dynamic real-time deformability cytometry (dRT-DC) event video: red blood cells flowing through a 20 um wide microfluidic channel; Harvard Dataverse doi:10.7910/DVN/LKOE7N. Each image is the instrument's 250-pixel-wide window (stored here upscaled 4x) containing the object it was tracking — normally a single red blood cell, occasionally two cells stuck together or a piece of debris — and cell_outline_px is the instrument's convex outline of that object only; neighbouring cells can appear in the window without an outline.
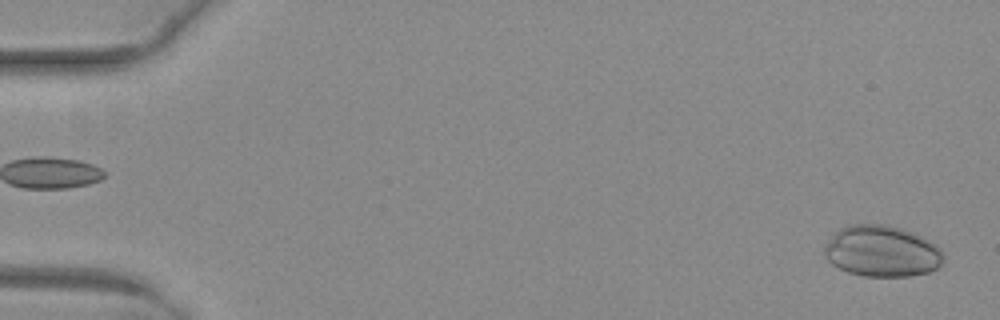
{"species": "common noctule bat (a hibernating species)", "species_latin": "Nyctalus noctula", "temperature_condition": "warm", "stored_images_in_passage": 15, "camera_frame_rate_fps": 3000, "um_per_image_px": 0.085, "animal": {"sex": "female", "body_mass_g": 29.2, "forearm_length_mm": 56.3}, "frame": {"image": 1, "passage_image": 1, "time_ms": 0.0, "image_size_px": [1000, 320], "cell_outline_px": [[944, 260], [936, 268], [928, 272], [908, 276], [864, 276], [848, 272], [832, 264], [828, 260], [824, 252], [824, 248], [832, 236], [840, 228], [848, 224], [888, 224], [912, 232], [936, 244], [944, 252]], "centroid_in_image_um": [74.97, 21.34], "position_along_channel_um": 10.0, "area_um2": 35.49}}